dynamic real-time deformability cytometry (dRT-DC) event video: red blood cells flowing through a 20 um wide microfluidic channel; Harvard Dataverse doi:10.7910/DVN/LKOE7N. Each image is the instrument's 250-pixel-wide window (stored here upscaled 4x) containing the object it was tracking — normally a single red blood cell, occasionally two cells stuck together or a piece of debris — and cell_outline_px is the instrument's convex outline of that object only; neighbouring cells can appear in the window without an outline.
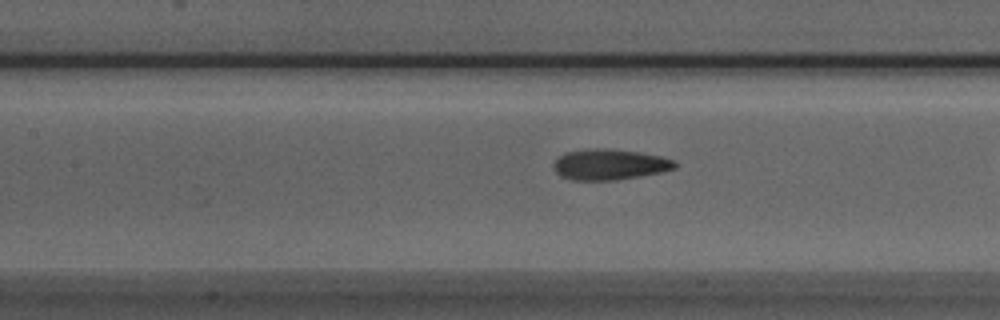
{"species": "Egyptian fruit bat (a non-hibernating species)", "species_latin": "Rousettus aegyptiacus", "temperature_condition": "room temperature", "stored_images_in_passage": 22, "camera_frame_rate_fps": 3000, "um_per_image_px": 0.085, "animal": {"sex": "male"}, "frame": {"image": 1, "passage_image": 5, "time_ms": 1.333, "image_size_px": [1000, 320], "cell_outline_px": [[676, 168], [660, 172], [640, 176], [616, 180], [572, 180], [560, 176], [552, 168], [552, 164], [564, 152], [596, 148], [604, 148], [640, 152], [664, 156], [676, 160]], "centroid_in_image_um": [51.82, 13.98], "position_along_channel_um": 155.6, "area_um2": 21.91}}
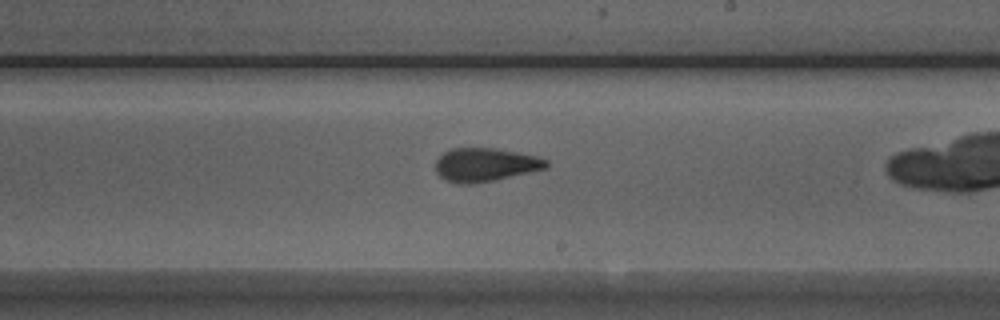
{"frame": {"image": 2, "passage_image": 12, "time_ms": 3.667, "image_size_px": [1000, 320], "cell_outline_px": [[548, 168], [496, 180], [472, 184], [460, 184], [444, 180], [436, 172], [436, 160], [444, 152], [452, 148], [496, 148], [536, 156], [548, 160]], "centroid_in_image_um": [41.25, 14.01], "position_along_channel_um": 247.8, "area_um2": 21.73}}
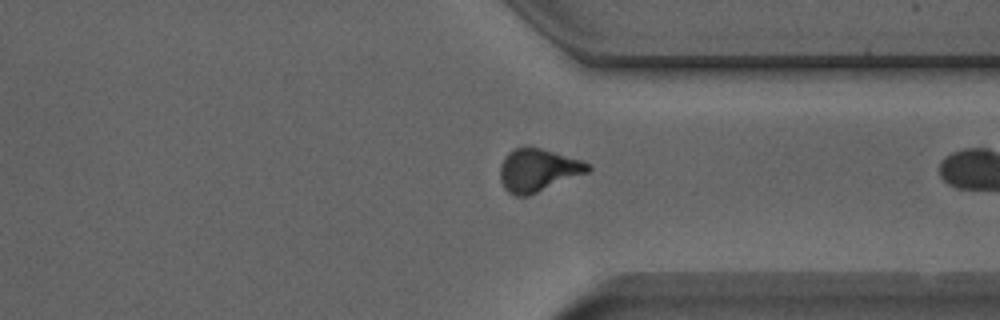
{"frame": {"image": 3, "passage_image": 21, "time_ms": 6.667, "image_size_px": [1000, 320], "cell_outline_px": [[592, 168], [588, 172], [528, 196], [516, 196], [508, 192], [504, 188], [500, 180], [500, 164], [504, 156], [508, 152], [516, 148], [540, 148], [580, 160], [588, 164]], "centroid_in_image_um": [45.68, 14.48], "position_along_channel_um": 365.7, "area_um2": 21.62}}